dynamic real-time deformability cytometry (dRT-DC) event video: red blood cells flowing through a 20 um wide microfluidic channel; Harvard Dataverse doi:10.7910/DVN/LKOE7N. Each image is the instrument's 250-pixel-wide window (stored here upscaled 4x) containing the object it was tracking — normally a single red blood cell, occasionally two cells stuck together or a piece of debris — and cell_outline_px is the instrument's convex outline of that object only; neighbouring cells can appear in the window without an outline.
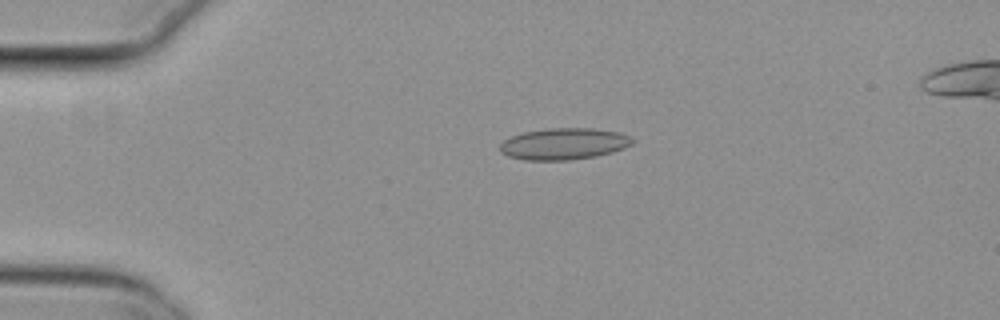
{"species": "common noctule bat (a hibernating species)", "species_latin": "Nyctalus noctula", "temperature_condition": "cold", "stored_images_in_passage": 55, "camera_frame_rate_fps": 3000, "um_per_image_px": 0.085, "animal": {"sex": "female", "body_mass_g": 29.2, "forearm_length_mm": 56.3}, "frame": {"image": 1, "passage_image": 13, "time_ms": 4.0, "image_size_px": [1000, 320], "cell_outline_px": [[636, 140], [632, 144], [624, 148], [612, 152], [596, 156], [568, 160], [524, 160], [508, 156], [500, 152], [500, 144], [504, 140], [512, 136], [524, 132], [548, 128], [592, 128], [620, 132]], "centroid_in_image_um": [47.94, 12.22], "position_along_channel_um": 37.1, "area_um2": 24.39}}
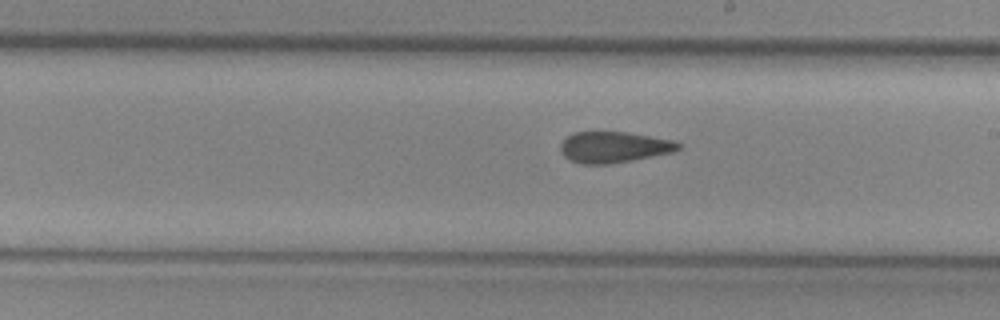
{"frame": {"image": 2, "passage_image": 32, "time_ms": 10.333, "image_size_px": [1000, 320], "cell_outline_px": [[680, 148], [672, 152], [632, 160], [608, 164], [580, 164], [564, 156], [560, 152], [560, 144], [572, 132], [628, 132], [676, 140], [680, 144]], "centroid_in_image_um": [52.18, 12.5], "position_along_channel_um": 236.8, "area_um2": 21.33}}
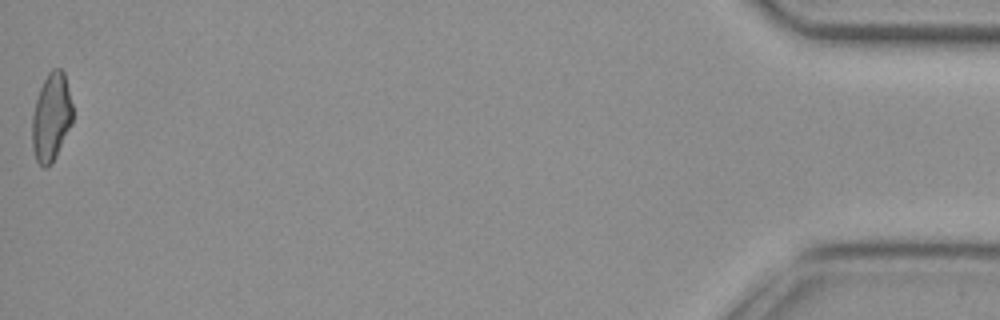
{"frame": {"image": 3, "passage_image": 55, "time_ms": 18.0, "image_size_px": [1000, 320], "cell_outline_px": [[72, 124], [52, 164], [48, 168], [44, 168], [36, 160], [32, 148], [32, 116], [36, 100], [40, 88], [48, 72], [52, 68], [60, 68], [64, 72], [72, 104]], "centroid_in_image_um": [4.35, 9.98], "position_along_channel_um": 430.8, "area_um2": 20.87}, "authors_computed_cell_mechanics": {"area_um2": 22.1374, "velocity_mm_per_s": 3.8028, "shape_relaxation_time_tau1_ms": null, "shape_relaxation_time_tau2_ms": 2.1194, "deformation_change_tau1": null, "deformation_change_tau2": 0.0914}}